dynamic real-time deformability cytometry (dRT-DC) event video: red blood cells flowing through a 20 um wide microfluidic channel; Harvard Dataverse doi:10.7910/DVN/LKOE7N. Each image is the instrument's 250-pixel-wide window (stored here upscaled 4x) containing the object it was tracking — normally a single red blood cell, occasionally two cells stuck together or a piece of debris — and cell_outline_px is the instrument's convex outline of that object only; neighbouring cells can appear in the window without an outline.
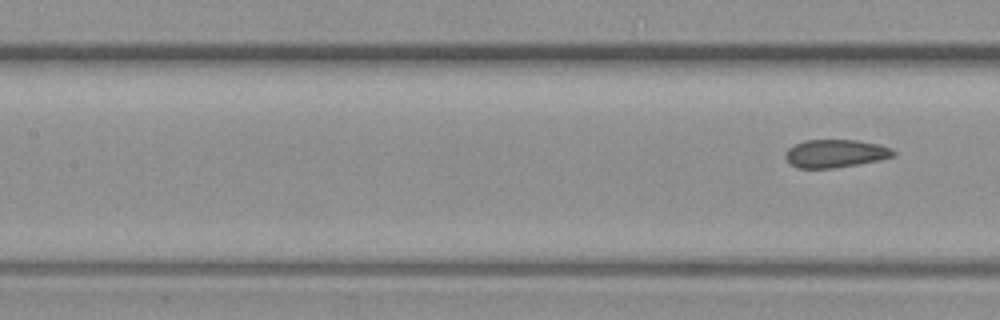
{"species": "common noctule bat (a hibernating species)", "species_latin": "Nyctalus noctula", "temperature_condition": "warm", "stored_images_in_passage": 25, "camera_frame_rate_fps": 3000, "um_per_image_px": 0.085, "animal": {"sex": "female", "body_mass_g": 19.3, "forearm_length_mm": 54.1}, "frame": {"image": 1, "passage_image": 25, "time_ms": 8.0, "image_size_px": [1000, 320], "cell_outline_px": [[896, 156], [880, 160], [832, 168], [796, 168], [784, 156], [784, 152], [788, 148], [804, 140], [856, 140], [880, 144], [892, 148], [896, 152]], "centroid_in_image_um": [71.03, 13.04], "position_along_channel_um": 136.4, "area_um2": 17.69}}